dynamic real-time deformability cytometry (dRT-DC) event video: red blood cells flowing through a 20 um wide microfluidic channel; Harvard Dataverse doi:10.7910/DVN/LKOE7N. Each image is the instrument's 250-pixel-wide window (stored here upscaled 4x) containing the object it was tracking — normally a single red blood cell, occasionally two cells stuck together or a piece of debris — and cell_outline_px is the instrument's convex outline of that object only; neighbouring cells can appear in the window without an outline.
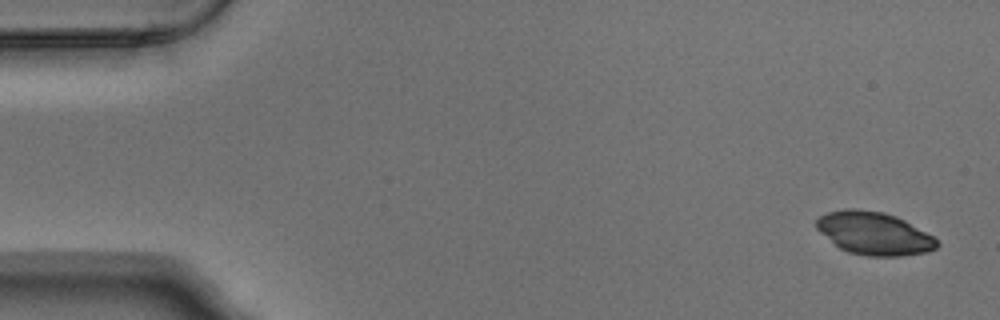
{"species": "Egyptian fruit bat (a non-hibernating species)", "species_latin": "Rousettus aegyptiacus", "temperature_condition": "warm", "stored_images_in_passage": 6, "camera_frame_rate_fps": 3000, "um_per_image_px": 0.085, "animal": {"sex": "male"}, "frame": {"image": 1, "passage_image": 1, "time_ms": 0.0, "image_size_px": [1000, 320], "cell_outline_px": [[940, 244], [936, 248], [924, 252], [900, 256], [868, 256], [848, 252], [840, 248], [820, 232], [816, 228], [816, 220], [820, 216], [828, 212], [844, 208], [856, 208], [884, 212], [896, 216], [904, 220], [932, 236]], "centroid_in_image_um": [74.27, 19.82], "position_along_channel_um": 10.7, "area_um2": 29.88}}
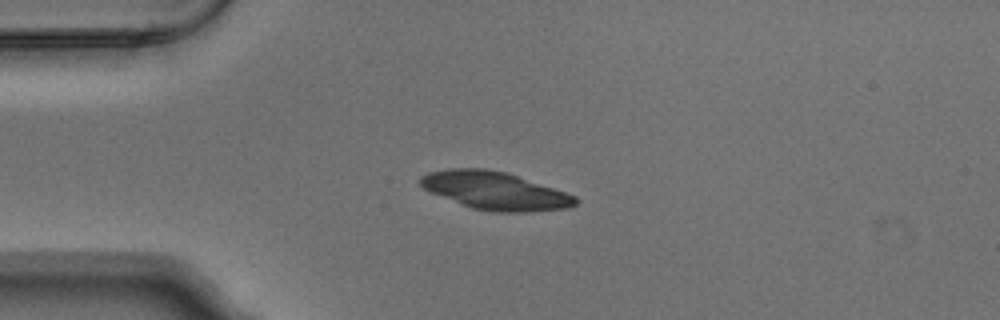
{"frame": {"image": 2, "passage_image": 4, "time_ms": 1.0, "image_size_px": [1000, 320], "cell_outline_px": [[576, 204], [568, 208], [528, 212], [492, 212], [472, 208], [432, 192], [424, 188], [420, 184], [420, 176], [428, 172], [448, 168], [484, 168], [508, 172], [568, 192], [576, 196]], "centroid_in_image_um": [42.12, 16.2], "position_along_channel_um": 42.9, "area_um2": 34.33}}
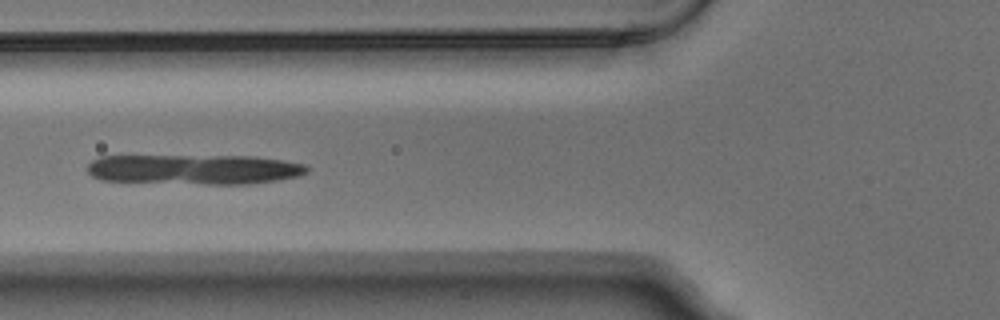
{"frame": {"image": 3, "passage_image": 6, "time_ms": 1.667, "image_size_px": [1000, 320], "cell_outline_px": [[308, 172], [300, 176], [280, 180], [248, 184], [204, 184], [100, 180], [92, 176], [88, 172], [88, 164], [92, 160], [100, 156], [256, 156], [304, 164], [308, 168]], "centroid_in_image_um": [16.52, 14.4], "position_along_channel_um": 109.3, "area_um2": 38.49}}